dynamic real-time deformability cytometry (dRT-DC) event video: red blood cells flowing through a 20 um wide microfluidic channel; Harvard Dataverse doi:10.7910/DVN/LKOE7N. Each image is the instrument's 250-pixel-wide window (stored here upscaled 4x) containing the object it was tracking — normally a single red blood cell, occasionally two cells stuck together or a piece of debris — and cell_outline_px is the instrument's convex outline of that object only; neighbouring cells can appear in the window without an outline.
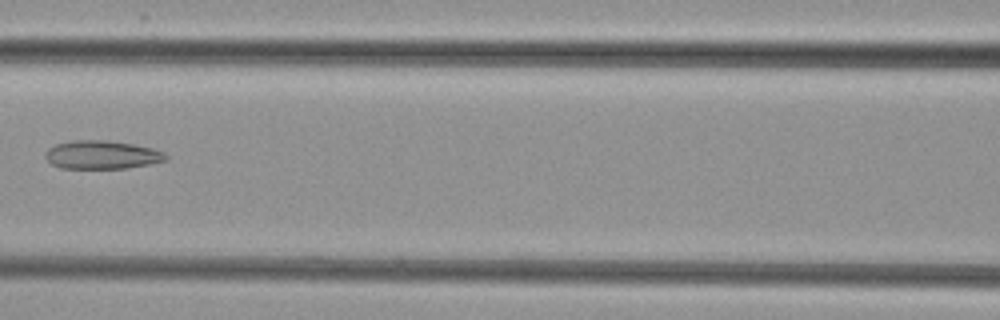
{"species": "common noctule bat (a hibernating species)", "species_latin": "Nyctalus noctula", "temperature_condition": "cold", "stored_images_in_passage": 4, "camera_frame_rate_fps": 3000, "um_per_image_px": 0.085, "animal": {"sex": "female", "body_mass_g": 29.2, "forearm_length_mm": 56.3}, "frame": {"image": 1, "passage_image": 3, "time_ms": 2.333, "image_size_px": [1000, 320], "cell_outline_px": [[168, 160], [152, 164], [128, 168], [60, 168], [52, 164], [44, 156], [44, 152], [48, 148], [56, 144], [72, 140], [108, 140], [132, 144], [152, 148], [164, 152], [168, 156]], "centroid_in_image_um": [8.67, 13.16], "position_along_channel_um": 157.9, "area_um2": 20.11}}
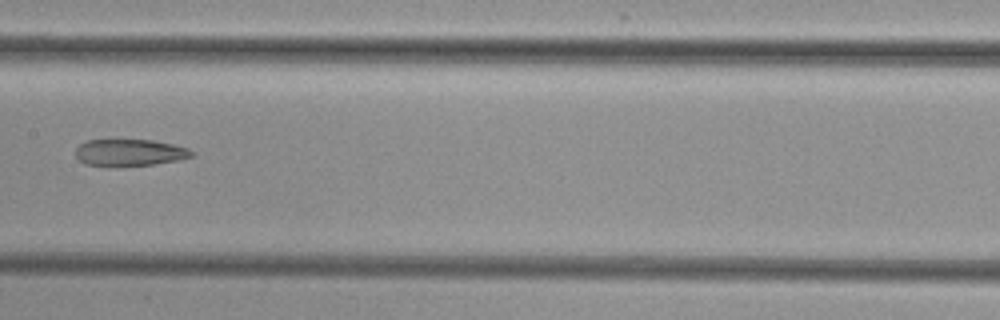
{"frame": {"image": 2, "passage_image": 4, "time_ms": 3.333, "image_size_px": [1000, 320], "cell_outline_px": [[196, 156], [180, 160], [156, 164], [84, 164], [76, 156], [76, 148], [80, 144], [88, 140], [152, 140], [172, 144], [188, 148]], "centroid_in_image_um": [11.08, 12.94], "position_along_channel_um": 196.3, "area_um2": 17.57}}